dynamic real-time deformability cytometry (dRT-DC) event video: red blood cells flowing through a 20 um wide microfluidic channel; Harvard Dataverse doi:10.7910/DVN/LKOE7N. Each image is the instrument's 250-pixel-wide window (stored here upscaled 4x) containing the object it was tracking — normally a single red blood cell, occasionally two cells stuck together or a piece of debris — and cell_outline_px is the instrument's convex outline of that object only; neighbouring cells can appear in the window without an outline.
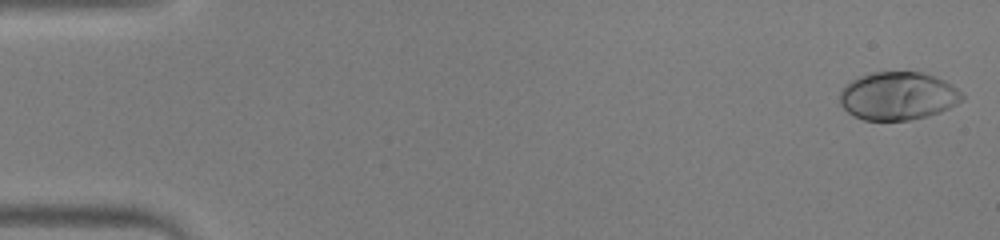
{"species": "human", "species_latin": "Homo sapiens", "temperature_condition": "warm", "stored_images_in_passage": 43, "camera_frame_rate_fps": 3000, "um_per_image_px": 0.085, "donor": {"sex": "male"}, "frame": {"image": 1, "passage_image": 1, "time_ms": 0.0, "image_size_px": [1000, 240], "cell_outline_px": [[964, 100], [940, 112], [928, 116], [908, 120], [864, 120], [848, 112], [840, 104], [840, 92], [852, 80], [860, 76], [872, 72], [920, 72], [944, 80], [956, 88], [964, 96]], "centroid_in_image_um": [76.33, 8.16], "position_along_channel_um": 8.7, "area_um2": 33.99}}
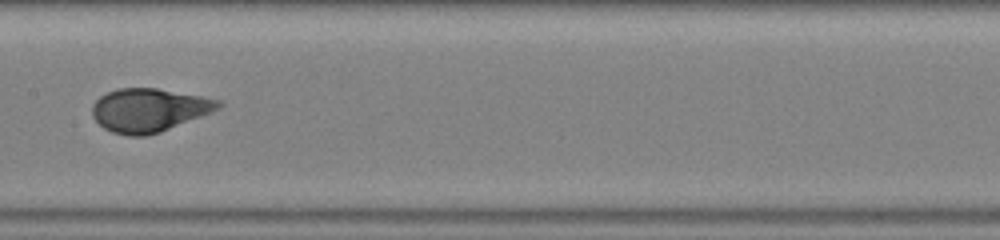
{"frame": {"image": 2, "passage_image": 25, "time_ms": 8.0, "image_size_px": [1000, 240], "cell_outline_px": [[224, 104], [220, 108], [212, 112], [160, 132], [144, 136], [128, 136], [112, 132], [104, 128], [92, 116], [92, 104], [100, 96], [108, 92], [120, 88], [156, 88], [200, 96], [220, 100]], "centroid_in_image_um": [12.66, 9.36], "position_along_channel_um": 194.7, "area_um2": 31.79}}
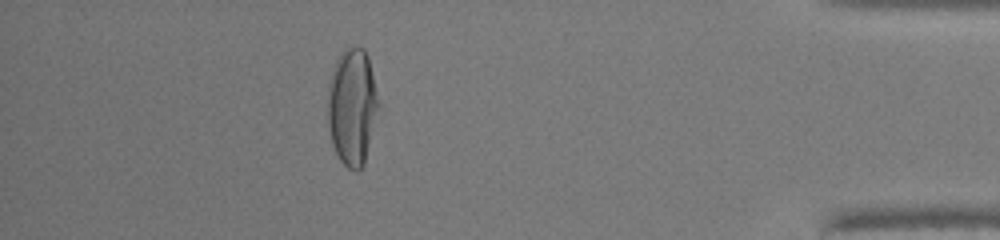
{"frame": {"image": 3, "passage_image": 43, "time_ms": 14.0, "image_size_px": [1000, 240], "cell_outline_px": [[380, 104], [364, 164], [356, 172], [348, 168], [340, 160], [332, 144], [328, 128], [328, 84], [336, 60], [344, 48], [364, 48], [368, 56]], "centroid_in_image_um": [29.94, 9.08], "position_along_channel_um": 405.3, "area_um2": 34.56}, "authors_computed_cell_mechanics": {"area_um2": 32.368, "velocity_mm_per_s": 4.2598, "shape_relaxation_time_tau1_ms": 3.9982, "shape_relaxation_time_tau2_ms": null, "deformation_change_tau1": 0.2163, "deformation_change_tau2": null}}